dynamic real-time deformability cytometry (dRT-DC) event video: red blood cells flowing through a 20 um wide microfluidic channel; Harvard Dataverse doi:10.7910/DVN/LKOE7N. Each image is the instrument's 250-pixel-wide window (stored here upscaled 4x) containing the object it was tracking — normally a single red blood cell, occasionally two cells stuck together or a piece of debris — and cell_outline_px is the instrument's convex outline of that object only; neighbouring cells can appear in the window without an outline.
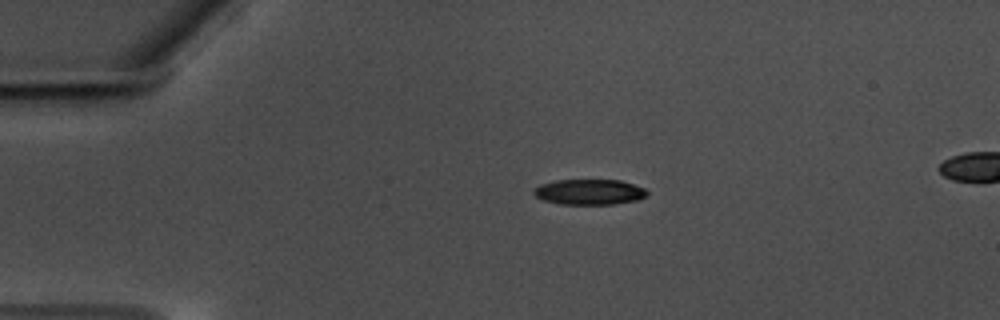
{"species": "common noctule bat (a hibernating species)", "species_latin": "Nyctalus noctula", "temperature_condition": "warm", "stored_images_in_passage": 47, "camera_frame_rate_fps": 3000, "um_per_image_px": 0.085, "animal": {"sex": "male", "body_mass_g": 17.5, "forearm_length_mm": 52.3}, "frame": {"image": 1, "passage_image": 1, "time_ms": 0.0, "image_size_px": [1000, 320], "cell_outline_px": [[648, 196], [640, 200], [616, 204], [560, 204], [544, 200], [536, 196], [532, 192], [540, 184], [556, 180], [620, 180], [644, 188], [648, 192]], "centroid_in_image_um": [50.14, 16.32], "position_along_channel_um": 34.9, "area_um2": 16.88}}
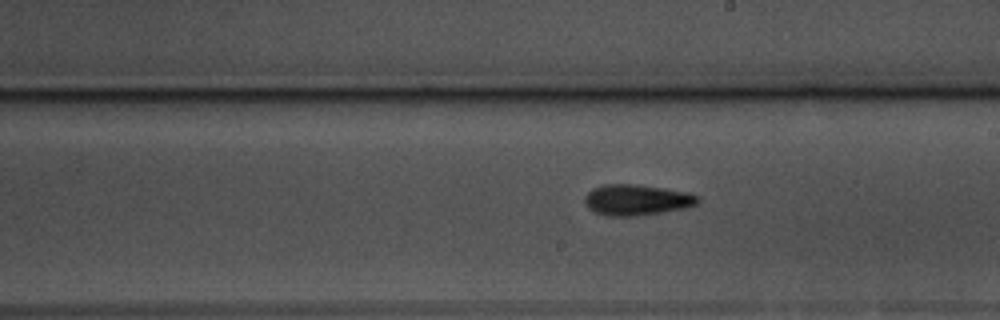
{"frame": {"image": 2, "passage_image": 22, "time_ms": 7.0, "image_size_px": [1000, 320], "cell_outline_px": [[700, 200], [696, 204], [684, 208], [664, 212], [636, 216], [608, 216], [596, 212], [588, 208], [584, 200], [584, 196], [592, 188], [604, 184], [636, 184], [664, 188], [684, 192], [700, 196]], "centroid_in_image_um": [54.1, 16.99], "position_along_channel_um": 234.9, "area_um2": 20.35}}
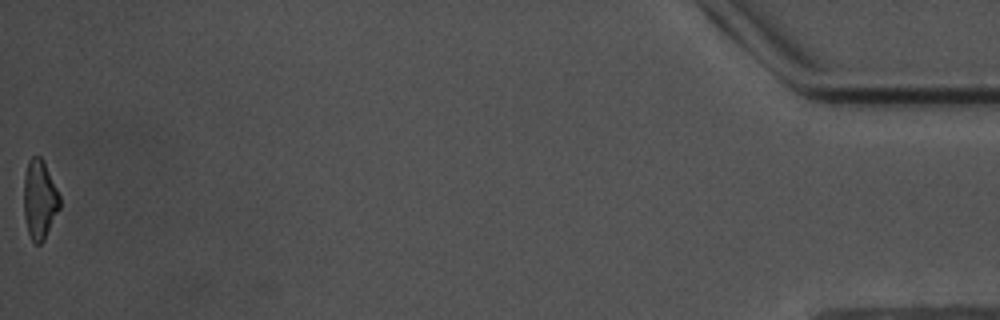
{"frame": {"image": 3, "passage_image": 47, "time_ms": 15.333, "image_size_px": [1000, 320], "cell_outline_px": [[60, 208], [44, 240], [40, 244], [36, 244], [32, 240], [28, 232], [24, 216], [24, 172], [28, 160], [32, 156], [40, 156], [44, 160], [60, 196]], "centroid_in_image_um": [3.36, 16.93], "position_along_channel_um": 431.8, "area_um2": 16.7}, "authors_computed_cell_mechanics": {"area_um2": 18.2648, "velocity_mm_per_s": 3.516, "shape_relaxation_time_tau1_ms": 4.5207, "shape_relaxation_time_tau2_ms": 9.388, "deformation_change_tau1": 0.1615, "deformation_change_tau2": 0.2229}}